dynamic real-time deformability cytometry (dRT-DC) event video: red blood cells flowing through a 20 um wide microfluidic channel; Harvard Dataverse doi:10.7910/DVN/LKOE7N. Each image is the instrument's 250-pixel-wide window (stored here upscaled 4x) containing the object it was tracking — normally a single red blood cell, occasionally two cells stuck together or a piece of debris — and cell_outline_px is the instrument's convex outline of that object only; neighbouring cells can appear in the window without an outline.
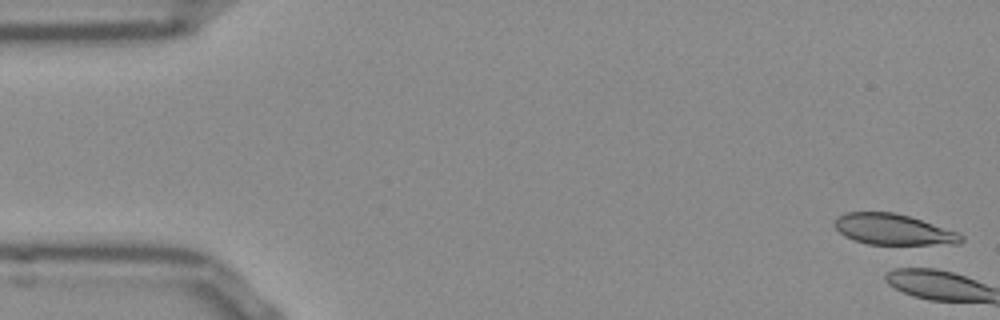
{"species": "Egyptian fruit bat (a non-hibernating species)", "species_latin": "Rousettus aegyptiacus", "temperature_condition": "room temperature", "stored_images_in_passage": 3, "camera_frame_rate_fps": 3000, "um_per_image_px": 0.085, "frame": {"image": 1, "passage_image": 1, "time_ms": 0.0, "image_size_px": [1000, 320], "cell_outline_px": [[964, 240], [960, 244], [868, 244], [844, 236], [832, 224], [836, 216], [844, 212], [892, 212], [908, 216], [960, 232], [964, 236]], "centroid_in_image_um": [75.93, 19.5], "position_along_channel_um": 9.1, "area_um2": 22.83}}